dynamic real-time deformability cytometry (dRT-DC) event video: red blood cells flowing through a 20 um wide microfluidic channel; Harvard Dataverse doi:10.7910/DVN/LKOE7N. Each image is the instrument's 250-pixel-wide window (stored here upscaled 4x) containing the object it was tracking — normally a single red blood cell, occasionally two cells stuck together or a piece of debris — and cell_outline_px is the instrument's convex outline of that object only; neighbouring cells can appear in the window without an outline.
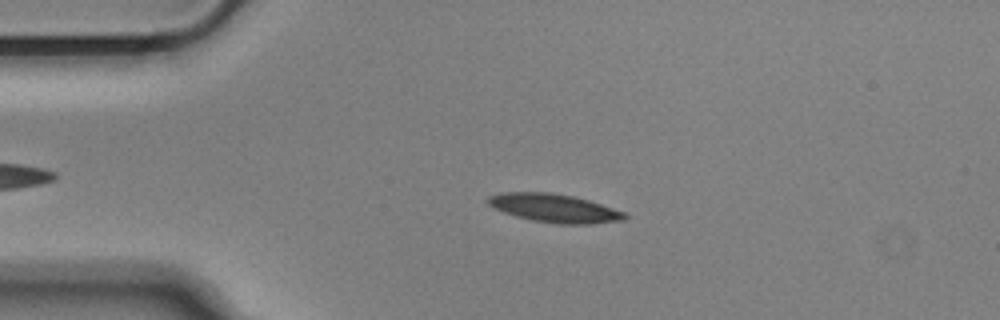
{"species": "Egyptian fruit bat (a non-hibernating species)", "species_latin": "Rousettus aegyptiacus", "temperature_condition": "cold", "stored_images_in_passage": 52, "camera_frame_rate_fps": 3000, "um_per_image_px": 0.085, "animal": {"sex": "male"}, "frame": {"image": 1, "passage_image": 9, "time_ms": 2.667, "image_size_px": [1000, 320], "cell_outline_px": [[628, 216], [624, 220], [592, 224], [556, 224], [532, 220], [516, 216], [504, 212], [488, 204], [484, 200], [488, 196], [500, 192], [552, 192], [572, 196], [588, 200], [628, 212]], "centroid_in_image_um": [47.14, 17.69], "position_along_channel_um": 37.9, "area_um2": 22.89}}
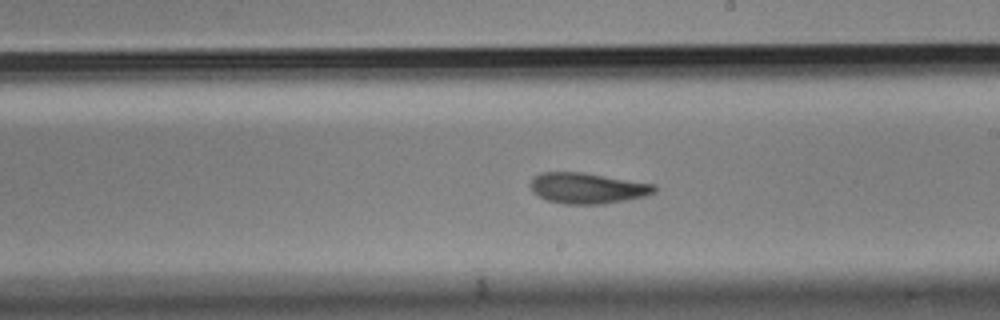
{"frame": {"image": 2, "passage_image": 28, "time_ms": 9.0, "image_size_px": [1000, 320], "cell_outline_px": [[656, 192], [644, 196], [604, 204], [564, 204], [548, 200], [532, 192], [528, 184], [532, 176], [540, 172], [584, 172], [656, 184]], "centroid_in_image_um": [49.9, 15.98], "position_along_channel_um": 239.1, "area_um2": 22.48}}
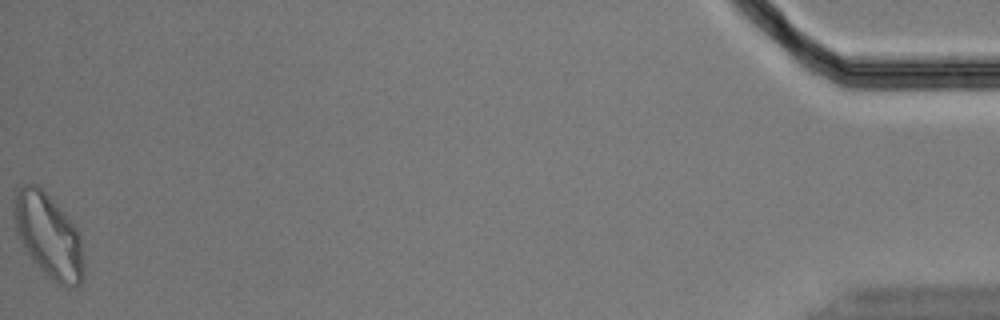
{"frame": {"image": 3, "passage_image": 52, "time_ms": 17.0, "image_size_px": [1000, 320], "cell_outline_px": [[84, 276], [80, 284], [76, 288], [68, 288], [56, 284], [32, 260], [24, 248], [16, 232], [12, 212], [12, 200], [16, 192], [24, 184], [36, 184], [52, 200], [80, 232], [84, 264]], "centroid_in_image_um": [4.12, 20.08], "position_along_channel_um": 431.1, "area_um2": 34.39}, "authors_computed_cell_mechanics": {"area_um2": 22.4553, "velocity_mm_per_s": 3.6385, "shape_relaxation_time_tau1_ms": 4.1307, "shape_relaxation_time_tau2_ms": 2.419, "deformation_change_tau1": 0.1567, "deformation_change_tau2": 0.0977}}